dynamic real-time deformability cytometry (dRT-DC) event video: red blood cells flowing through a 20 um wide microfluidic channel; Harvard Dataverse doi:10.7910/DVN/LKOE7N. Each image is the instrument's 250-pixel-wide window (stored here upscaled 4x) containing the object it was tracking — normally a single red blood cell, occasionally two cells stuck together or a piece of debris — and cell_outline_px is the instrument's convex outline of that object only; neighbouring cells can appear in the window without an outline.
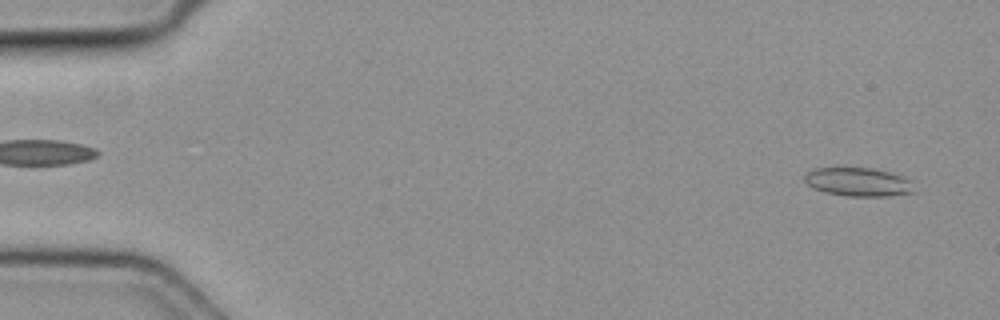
{"species": "common noctule bat (a hibernating species)", "species_latin": "Nyctalus noctula", "temperature_condition": "cold", "stored_images_in_passage": 49, "camera_frame_rate_fps": 3000, "um_per_image_px": 0.085, "animal": {"sex": "female", "body_mass_g": 19.3, "forearm_length_mm": 54.1}, "frame": {"image": 1, "passage_image": 2, "time_ms": 0.333, "image_size_px": [1000, 320], "cell_outline_px": [[916, 192], [888, 196], [848, 196], [824, 192], [812, 188], [804, 180], [804, 172], [812, 168], [872, 168], [904, 176], [908, 180]], "centroid_in_image_um": [72.9, 15.46], "position_along_channel_um": 12.1, "area_um2": 18.32}}
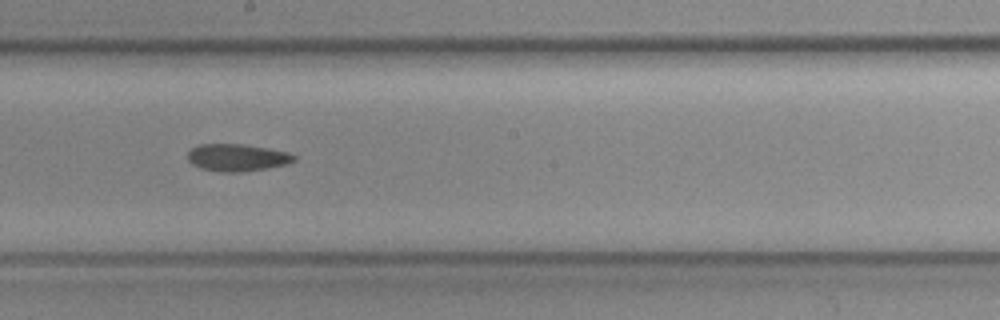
{"frame": {"image": 2, "passage_image": 27, "time_ms": 8.667, "image_size_px": [1000, 320], "cell_outline_px": [[296, 160], [288, 164], [268, 168], [240, 172], [220, 172], [200, 168], [192, 164], [188, 160], [188, 152], [192, 148], [200, 144], [240, 144], [268, 148], [288, 152], [296, 156]], "centroid_in_image_um": [20.17, 13.4], "position_along_channel_um": 228.0, "area_um2": 16.94}}
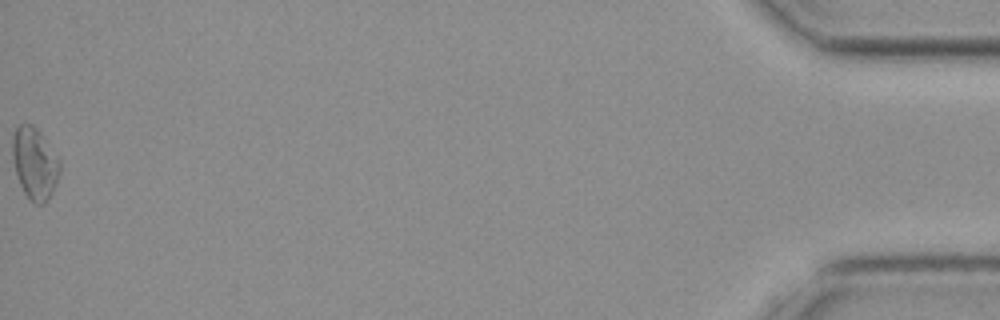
{"frame": {"image": 3, "passage_image": 49, "time_ms": 16.0, "image_size_px": [1000, 320], "cell_outline_px": [[60, 172], [56, 184], [48, 200], [44, 204], [36, 204], [24, 192], [20, 184], [16, 172], [12, 156], [12, 136], [16, 128], [20, 124], [32, 124], [40, 132], [60, 160]], "centroid_in_image_um": [2.95, 13.87], "position_along_channel_um": 432.2, "area_um2": 19.65}}